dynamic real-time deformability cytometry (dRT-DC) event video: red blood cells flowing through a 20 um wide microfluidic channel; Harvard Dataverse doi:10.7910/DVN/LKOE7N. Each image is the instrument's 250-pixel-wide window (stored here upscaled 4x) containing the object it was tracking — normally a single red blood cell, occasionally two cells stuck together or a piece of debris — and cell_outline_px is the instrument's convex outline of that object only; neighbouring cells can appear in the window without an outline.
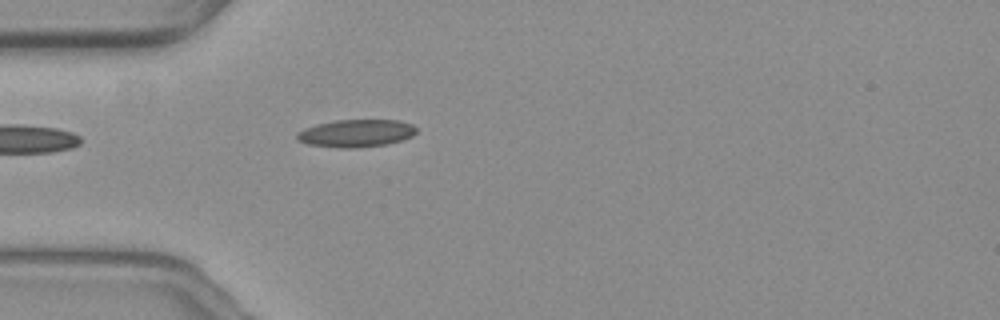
{"species": "common noctule bat (a hibernating species)", "species_latin": "Nyctalus noctula", "temperature_condition": "warm", "stored_images_in_passage": 36, "camera_frame_rate_fps": 3000, "um_per_image_px": 0.085, "animal": {"sex": "female", "body_mass_g": 19.3, "forearm_length_mm": 54.1}, "frame": {"image": 1, "passage_image": 1, "time_ms": 0.0, "image_size_px": [1000, 320], "cell_outline_px": [[416, 132], [412, 136], [400, 140], [384, 144], [352, 148], [340, 148], [308, 144], [296, 140], [296, 132], [304, 128], [316, 124], [336, 120], [396, 120], [412, 124], [416, 128]], "centroid_in_image_um": [30.21, 11.32], "position_along_channel_um": 54.8, "area_um2": 19.07}}
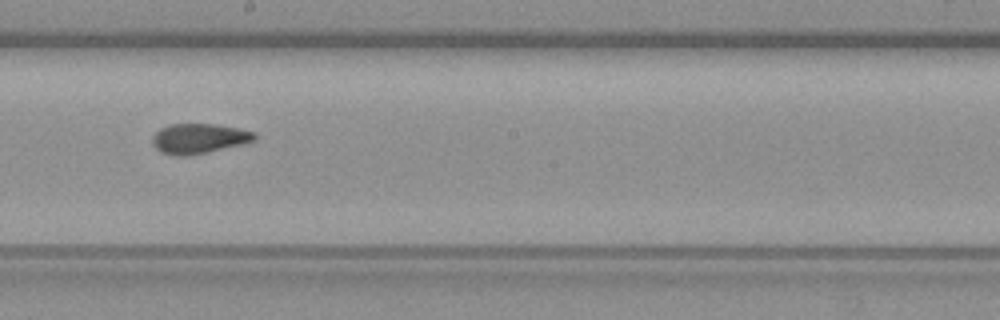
{"frame": {"image": 2, "passage_image": 16, "time_ms": 5.0, "image_size_px": [1000, 320], "cell_outline_px": [[256, 140], [244, 144], [208, 152], [188, 156], [176, 156], [160, 152], [152, 144], [152, 136], [160, 128], [168, 124], [216, 124], [240, 128], [256, 132]], "centroid_in_image_um": [16.92, 11.77], "position_along_channel_um": 231.3, "area_um2": 18.15}}
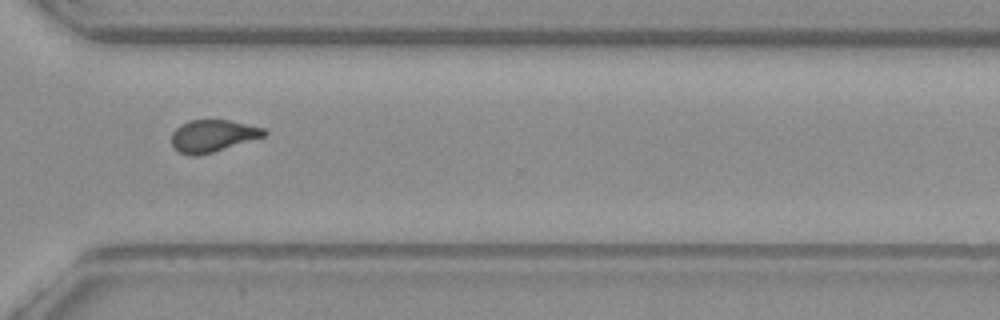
{"frame": {"image": 3, "passage_image": 26, "time_ms": 8.333, "image_size_px": [1000, 320], "cell_outline_px": [[268, 132], [264, 136], [212, 152], [196, 156], [192, 156], [180, 152], [172, 144], [172, 132], [180, 124], [188, 120], [228, 120], [264, 128]], "centroid_in_image_um": [18.06, 11.53], "position_along_channel_um": 352.5, "area_um2": 17.05}, "authors_computed_cell_mechanics": {"area_um2": 17.8024, "velocity_mm_per_s": 3.634, "shape_relaxation_time_tau1_ms": 8.5942, "shape_relaxation_time_tau2_ms": 2.0023, "deformation_change_tau1": 0.2285, "deformation_change_tau2": 0.0946}}